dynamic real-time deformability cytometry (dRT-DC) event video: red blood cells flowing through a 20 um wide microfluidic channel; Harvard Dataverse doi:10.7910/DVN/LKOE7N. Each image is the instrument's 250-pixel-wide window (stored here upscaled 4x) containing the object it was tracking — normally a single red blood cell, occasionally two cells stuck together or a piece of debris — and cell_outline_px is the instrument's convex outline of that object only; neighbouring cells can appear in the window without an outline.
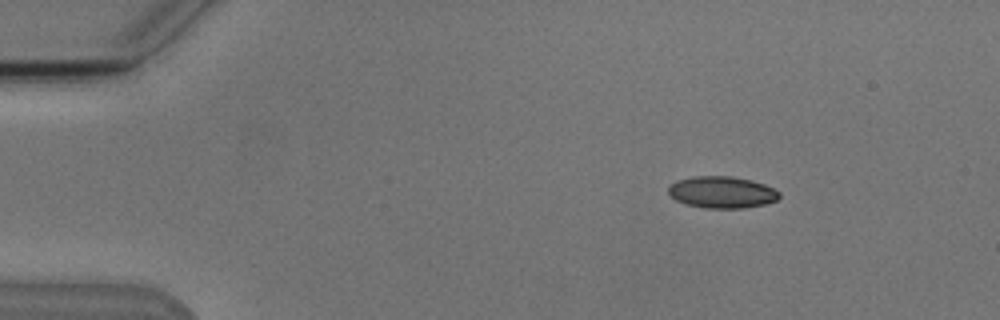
{"species": "Egyptian fruit bat (a non-hibernating species)", "species_latin": "Rousettus aegyptiacus", "temperature_condition": "cold", "stored_images_in_passage": 3, "camera_frame_rate_fps": 3000, "um_per_image_px": 0.085, "animal": {"sex": "male"}, "frame": {"image": 1, "passage_image": 1, "time_ms": 0.0, "image_size_px": [1000, 320], "cell_outline_px": [[780, 196], [776, 200], [764, 204], [744, 208], [704, 208], [688, 204], [676, 200], [668, 192], [668, 188], [676, 180], [692, 176], [732, 176], [752, 180], [764, 184], [780, 192]], "centroid_in_image_um": [61.37, 16.33], "position_along_channel_um": 23.6, "area_um2": 20.46}}